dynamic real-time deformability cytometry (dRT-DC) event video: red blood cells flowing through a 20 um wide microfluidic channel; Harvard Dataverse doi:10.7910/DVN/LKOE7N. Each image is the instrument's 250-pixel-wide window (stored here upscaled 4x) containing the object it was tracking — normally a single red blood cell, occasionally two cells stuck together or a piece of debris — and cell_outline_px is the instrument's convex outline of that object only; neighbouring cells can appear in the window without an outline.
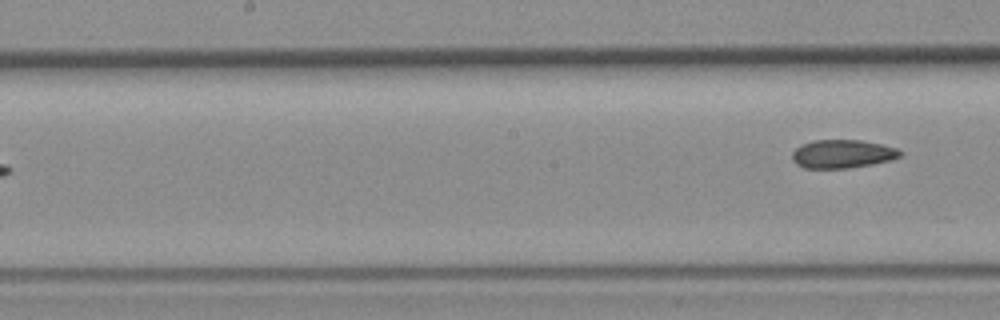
{"species": "common noctule bat (a hibernating species)", "species_latin": "Nyctalus noctula", "temperature_condition": "room temperature", "stored_images_in_passage": 5, "segment_of_instrument_passage": [2, 2], "camera_frame_rate_fps": 3000, "um_per_image_px": 0.085, "animal": {"sex": "female", "body_mass_g": 19.3, "forearm_length_mm": 54.1}, "frame": {"image": 1, "passage_image": 5, "time_ms": 1.333, "image_size_px": [1000, 320], "cell_outline_px": [[904, 152], [900, 156], [888, 160], [872, 164], [848, 168], [804, 168], [796, 164], [792, 160], [792, 152], [800, 144], [812, 140], [860, 140], [880, 144], [896, 148]], "centroid_in_image_um": [71.56, 13.08], "position_along_channel_um": 176.6, "area_um2": 17.86}}